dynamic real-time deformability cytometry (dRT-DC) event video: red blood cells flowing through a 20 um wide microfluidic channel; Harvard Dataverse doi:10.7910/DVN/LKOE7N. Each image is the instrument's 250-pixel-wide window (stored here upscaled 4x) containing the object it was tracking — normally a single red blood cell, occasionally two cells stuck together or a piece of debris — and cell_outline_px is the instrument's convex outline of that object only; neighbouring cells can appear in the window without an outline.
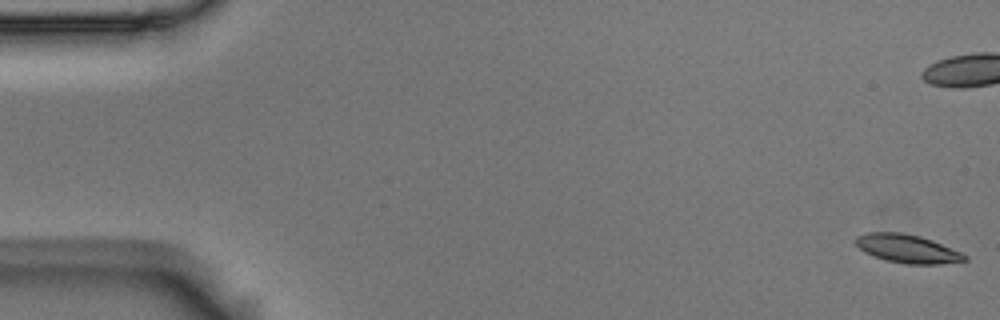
{"species": "Egyptian fruit bat (a non-hibernating species)", "species_latin": "Rousettus aegyptiacus", "temperature_condition": "room temperature", "stored_images_in_passage": 14, "camera_frame_rate_fps": 3000, "um_per_image_px": 0.085, "animal": {"sex": "male"}, "frame": {"image": 1, "passage_image": 1, "time_ms": 0.0, "image_size_px": [1000, 320], "cell_outline_px": [[968, 260], [940, 264], [904, 264], [884, 260], [872, 256], [864, 252], [856, 244], [856, 236], [868, 232], [900, 232], [920, 236], [932, 240], [960, 252], [968, 256]], "centroid_in_image_um": [77.11, 21.14], "position_along_channel_um": 7.9, "area_um2": 18.09}}